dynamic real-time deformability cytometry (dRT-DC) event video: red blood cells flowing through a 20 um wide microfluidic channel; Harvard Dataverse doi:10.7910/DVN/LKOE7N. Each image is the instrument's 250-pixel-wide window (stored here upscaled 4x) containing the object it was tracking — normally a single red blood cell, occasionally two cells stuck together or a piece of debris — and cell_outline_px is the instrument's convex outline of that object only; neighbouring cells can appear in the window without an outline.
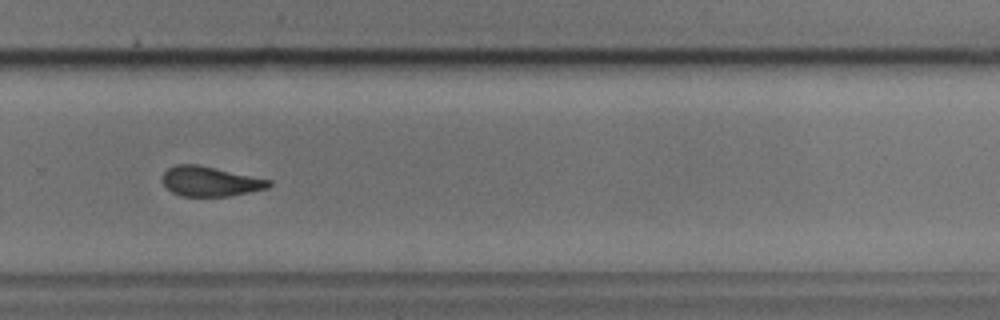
{"species": "common noctule bat (a hibernating species)", "species_latin": "Nyctalus noctula", "temperature_condition": "cold", "stored_images_in_passage": 41, "camera_frame_rate_fps": 3000, "um_per_image_px": 0.085, "animal": {"sex": "male", "body_mass_g": 17.9, "forearm_length_mm": 54.2}, "frame": {"image": 1, "passage_image": 24, "time_ms": 7.667, "image_size_px": [1000, 320], "cell_outline_px": [[272, 184], [268, 188], [232, 196], [180, 196], [172, 192], [164, 184], [164, 172], [168, 168], [176, 164], [196, 164], [272, 180]], "centroid_in_image_um": [17.89, 15.42], "position_along_channel_um": 311.9, "area_um2": 18.38}, "authors_computed_cell_mechanics": {"area_um2": 19.5942, "velocity_mm_per_s": 3.7464, "shape_relaxation_time_tau1_ms": 8.1491, "shape_relaxation_time_tau2_ms": 3.3299, "deformation_change_tau1": 0.182, "deformation_change_tau2": 0.1074}}